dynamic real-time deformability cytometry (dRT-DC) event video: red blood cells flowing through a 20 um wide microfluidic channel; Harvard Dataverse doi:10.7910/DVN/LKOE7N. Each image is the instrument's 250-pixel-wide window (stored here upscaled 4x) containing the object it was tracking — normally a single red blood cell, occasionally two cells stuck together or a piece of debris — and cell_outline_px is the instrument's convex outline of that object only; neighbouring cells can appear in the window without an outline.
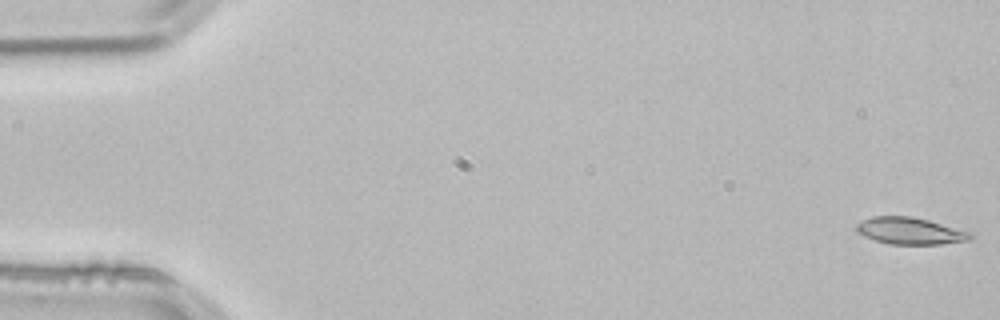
{"species": "common noctule bat (a hibernating species)", "species_latin": "Nyctalus noctula", "temperature_condition": "room temperature", "stored_images_in_passage": 16, "camera_frame_rate_fps": 3000, "um_per_image_px": 0.085, "animal": {"sex": "male", "body_mass_g": 21.5, "forearm_length_mm": 52.0}, "frame": {"image": 1, "passage_image": 1, "time_ms": 0.0, "image_size_px": [1000, 320], "cell_outline_px": [[972, 236], [968, 240], [940, 244], [888, 244], [864, 236], [856, 232], [856, 224], [872, 216], [912, 216], [928, 220], [972, 232]], "centroid_in_image_um": [77.34, 19.62], "position_along_channel_um": 7.7, "area_um2": 17.74}}